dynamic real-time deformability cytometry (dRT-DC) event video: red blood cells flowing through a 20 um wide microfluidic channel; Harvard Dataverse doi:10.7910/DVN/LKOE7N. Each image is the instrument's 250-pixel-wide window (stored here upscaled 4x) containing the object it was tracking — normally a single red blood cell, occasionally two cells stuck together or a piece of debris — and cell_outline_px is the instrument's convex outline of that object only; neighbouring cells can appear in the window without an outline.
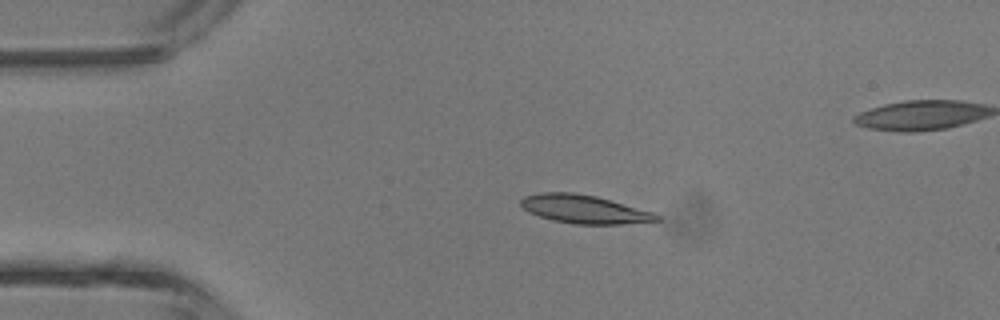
{"species": "common noctule bat (a hibernating species)", "species_latin": "Nyctalus noctula", "temperature_condition": "room temperature", "stored_images_in_passage": 4, "segment_of_instrument_passage": [1, 2], "camera_frame_rate_fps": 3000, "um_per_image_px": 0.085, "animal": {"sex": "male", "body_mass_g": 13.3}, "frame": {"image": 1, "passage_image": 2, "time_ms": 1.333, "image_size_px": [1000, 320], "cell_outline_px": [[660, 220], [620, 224], [576, 224], [552, 220], [528, 212], [520, 204], [520, 200], [524, 196], [540, 192], [572, 192], [596, 196], [652, 212], [660, 216]], "centroid_in_image_um": [49.61, 17.77], "position_along_channel_um": 35.4, "area_um2": 22.25}}